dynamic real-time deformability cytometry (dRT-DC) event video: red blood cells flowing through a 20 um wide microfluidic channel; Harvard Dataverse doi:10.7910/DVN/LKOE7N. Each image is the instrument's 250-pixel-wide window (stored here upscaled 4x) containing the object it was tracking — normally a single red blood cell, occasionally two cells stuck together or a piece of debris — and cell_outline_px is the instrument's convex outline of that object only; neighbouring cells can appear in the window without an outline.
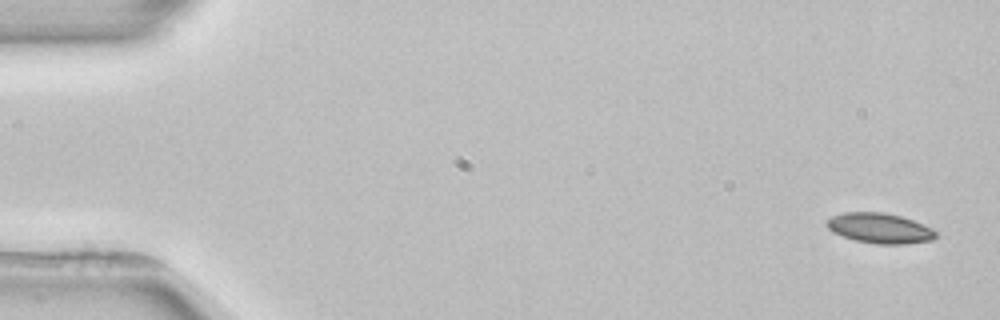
{"species": "common noctule bat (a hibernating species)", "species_latin": "Nyctalus noctula", "temperature_condition": "room temperature", "stored_images_in_passage": 4, "segment_of_instrument_passage": [1, 2], "camera_frame_rate_fps": 3000, "um_per_image_px": 0.085, "animal": {"sex": "female", "body_mass_g": 22.7, "forearm_length_mm": 54.2}, "frame": {"image": 1, "passage_image": 1, "time_ms": 0.0, "image_size_px": [1000, 320], "cell_outline_px": [[936, 236], [932, 240], [904, 244], [876, 244], [856, 240], [832, 232], [828, 228], [828, 220], [832, 216], [844, 212], [884, 212], [900, 216], [912, 220], [932, 228], [936, 232]], "centroid_in_image_um": [74.79, 19.39], "position_along_channel_um": 10.2, "area_um2": 18.96}}
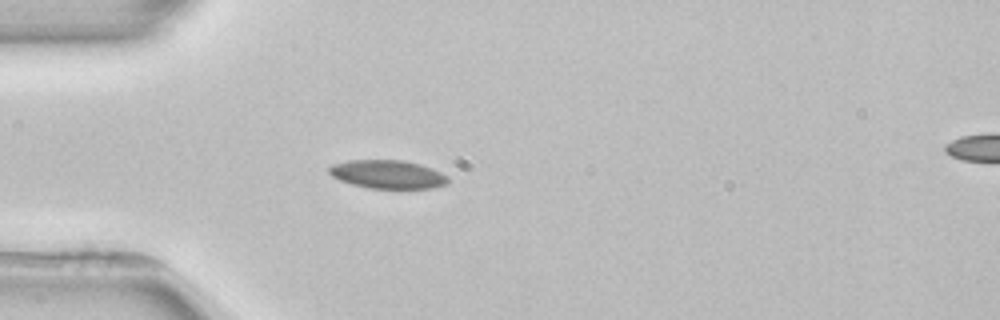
{"frame": {"image": 2, "passage_image": 3, "time_ms": 4.333, "image_size_px": [1000, 320], "cell_outline_px": [[452, 180], [448, 184], [432, 188], [368, 188], [352, 184], [340, 180], [332, 176], [328, 172], [328, 168], [332, 164], [348, 160], [404, 160], [420, 164], [432, 168], [448, 176]], "centroid_in_image_um": [32.98, 14.81], "position_along_channel_um": 52.0, "area_um2": 19.88}}